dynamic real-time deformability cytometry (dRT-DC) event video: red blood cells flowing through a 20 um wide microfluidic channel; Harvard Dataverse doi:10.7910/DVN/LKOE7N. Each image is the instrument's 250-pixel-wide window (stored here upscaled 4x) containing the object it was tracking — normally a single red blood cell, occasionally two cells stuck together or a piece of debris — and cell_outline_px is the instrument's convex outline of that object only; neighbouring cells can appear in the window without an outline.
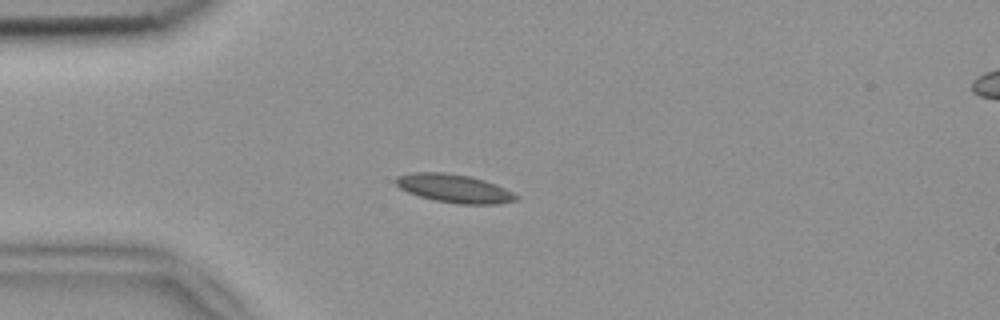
{"species": "common noctule bat (a hibernating species)", "species_latin": "Nyctalus noctula", "temperature_condition": "room temperature", "stored_images_in_passage": 3, "camera_frame_rate_fps": 3000, "um_per_image_px": 0.085, "animal": {"sex": "female", "body_mass_g": 18.4}, "frame": {"image": 1, "passage_image": 3, "time_ms": 0.667, "image_size_px": [1000, 320], "cell_outline_px": [[520, 200], [496, 204], [460, 204], [436, 200], [420, 196], [408, 192], [400, 188], [392, 180], [396, 176], [412, 172], [444, 172], [468, 176], [484, 180], [496, 184], [520, 196]], "centroid_in_image_um": [38.61, 16.01], "position_along_channel_um": 46.4, "area_um2": 19.94}}